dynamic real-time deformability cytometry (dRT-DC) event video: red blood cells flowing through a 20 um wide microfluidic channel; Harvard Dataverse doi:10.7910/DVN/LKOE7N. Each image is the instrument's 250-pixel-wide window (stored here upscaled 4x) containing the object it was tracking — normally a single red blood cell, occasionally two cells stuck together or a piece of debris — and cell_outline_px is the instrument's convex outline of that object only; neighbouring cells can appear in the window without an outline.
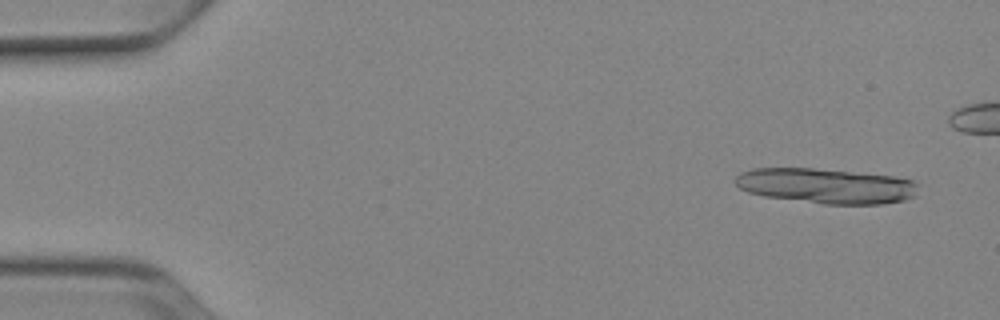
{"species": "Egyptian fruit bat (a non-hibernating species)", "species_latin": "Rousettus aegyptiacus", "temperature_condition": "cold", "stored_images_in_passage": 15, "camera_frame_rate_fps": 3000, "um_per_image_px": 0.085, "animal": {"sex": "female"}, "frame": {"image": 1, "passage_image": 3, "time_ms": 0.667, "image_size_px": [1000, 320], "cell_outline_px": [[920, 184], [916, 196], [904, 200], [880, 204], [824, 204], [764, 196], [748, 192], [740, 188], [732, 180], [740, 172], [752, 168], [812, 168], [892, 176], [912, 180]], "centroid_in_image_um": [70.21, 15.8], "position_along_channel_um": 14.8, "area_um2": 37.57}}